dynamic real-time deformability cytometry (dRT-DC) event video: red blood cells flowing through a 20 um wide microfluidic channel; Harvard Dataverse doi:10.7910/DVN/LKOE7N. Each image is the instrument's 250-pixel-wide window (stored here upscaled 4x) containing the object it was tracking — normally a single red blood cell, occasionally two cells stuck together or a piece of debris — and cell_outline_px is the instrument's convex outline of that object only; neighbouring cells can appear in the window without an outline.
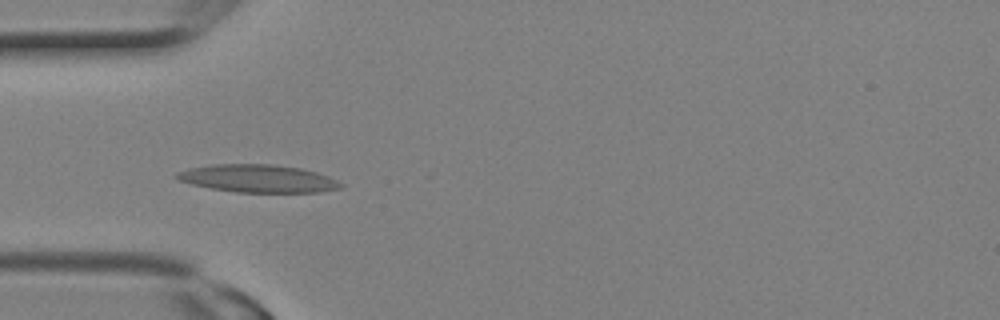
{"species": "Egyptian fruit bat (a non-hibernating species)", "species_latin": "Rousettus aegyptiacus", "temperature_condition": "room temperature", "stored_images_in_passage": 2, "camera_frame_rate_fps": 3000, "um_per_image_px": 0.085, "animal": {"sex": "female"}, "frame": {"image": 1, "passage_image": 2, "time_ms": 0.333, "image_size_px": [1000, 320], "cell_outline_px": [[344, 188], [320, 192], [236, 192], [212, 188], [192, 184], [180, 180], [172, 176], [176, 172], [188, 168], [212, 164], [272, 164], [300, 168], [316, 172], [328, 176], [344, 184]], "centroid_in_image_um": [21.93, 15.17], "position_along_channel_um": 63.1, "area_um2": 26.59}}